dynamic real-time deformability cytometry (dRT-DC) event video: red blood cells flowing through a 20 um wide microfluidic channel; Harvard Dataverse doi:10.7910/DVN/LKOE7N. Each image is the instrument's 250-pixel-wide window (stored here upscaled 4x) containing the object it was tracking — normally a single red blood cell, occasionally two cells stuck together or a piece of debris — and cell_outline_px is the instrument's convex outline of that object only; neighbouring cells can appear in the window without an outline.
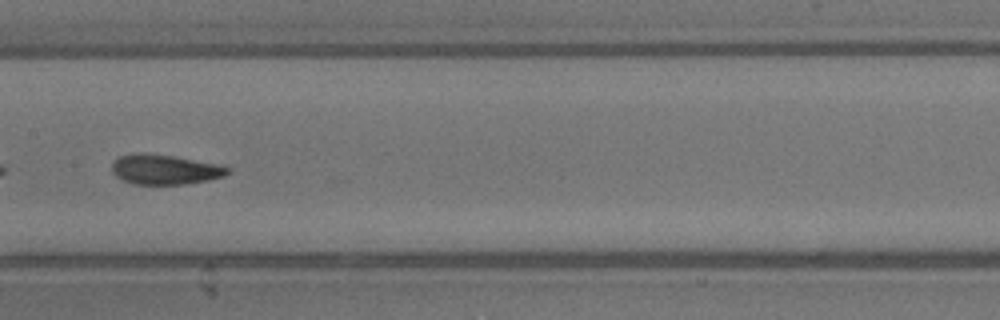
{"species": "common noctule bat (a hibernating species)", "species_latin": "Nyctalus noctula", "temperature_condition": "warm", "stored_images_in_passage": 27, "camera_frame_rate_fps": 3000, "um_per_image_px": 0.085, "animal": {"sex": "male", "body_mass_g": 13.3}, "frame": {"image": 1, "passage_image": 12, "time_ms": 3.667, "image_size_px": [1000, 320], "cell_outline_px": [[232, 168], [224, 176], [208, 180], [184, 184], [136, 184], [124, 180], [116, 176], [112, 172], [112, 164], [120, 156], [136, 152], [140, 152], [176, 156], [216, 164]], "centroid_in_image_um": [14.01, 14.39], "position_along_channel_um": 193.4, "area_um2": 20.06}}
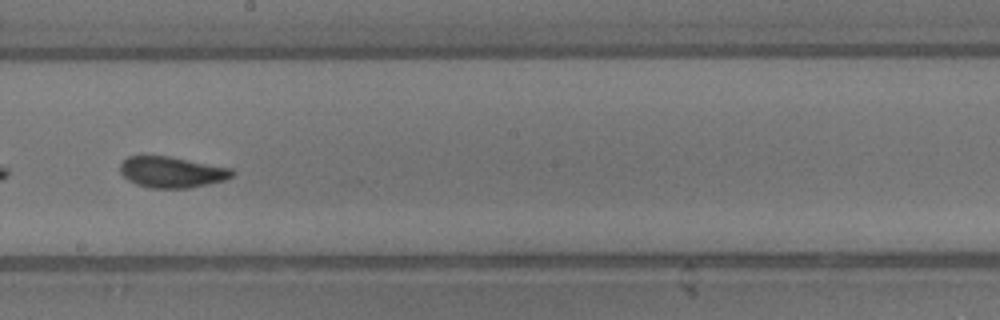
{"frame": {"image": 2, "passage_image": 15, "time_ms": 4.667, "image_size_px": [1000, 320], "cell_outline_px": [[236, 172], [232, 176], [224, 180], [208, 184], [188, 188], [152, 188], [136, 184], [128, 180], [120, 172], [120, 164], [128, 156], [168, 156], [232, 168]], "centroid_in_image_um": [14.61, 14.63], "position_along_channel_um": 233.6, "area_um2": 20.17}, "authors_computed_cell_mechanics": {"area_um2": 20.1144, "velocity_mm_per_s": 4.0549, "shape_relaxation_time_tau1_ms": 3.4292, "shape_relaxation_time_tau2_ms": 1.4281, "deformation_change_tau1": 0.1501, "deformation_change_tau2": 0.0788}}